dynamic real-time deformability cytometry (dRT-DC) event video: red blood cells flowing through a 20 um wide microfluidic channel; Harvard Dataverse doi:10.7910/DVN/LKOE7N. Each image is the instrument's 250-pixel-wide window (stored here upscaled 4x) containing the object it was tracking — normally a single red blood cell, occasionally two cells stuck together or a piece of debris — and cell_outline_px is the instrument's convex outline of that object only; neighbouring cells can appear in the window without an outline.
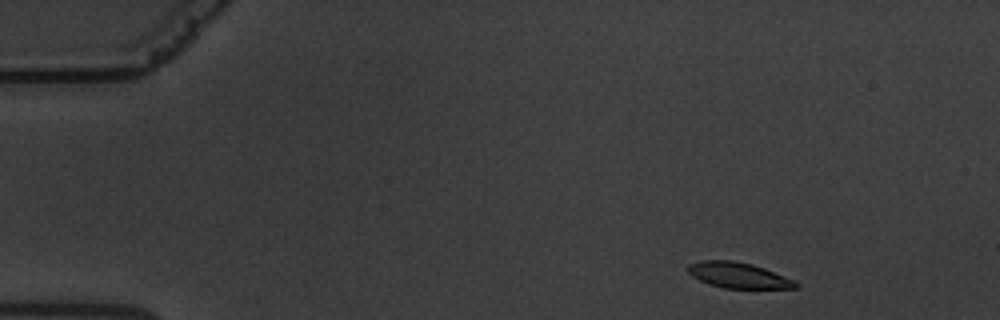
{"species": "common noctule bat (a hibernating species)", "species_latin": "Nyctalus noctula", "temperature_condition": "warm", "stored_images_in_passage": 55, "camera_frame_rate_fps": 3000, "um_per_image_px": 0.085, "animal": {"sex": "male", "body_mass_g": 19.5, "forearm_length_mm": 54.6}, "frame": {"image": 1, "passage_image": 2, "time_ms": 0.333, "image_size_px": [1000, 320], "cell_outline_px": [[800, 284], [796, 288], [724, 288], [708, 284], [692, 276], [688, 272], [688, 264], [700, 260], [732, 260], [752, 264], [764, 268], [796, 280]], "centroid_in_image_um": [62.77, 23.39], "position_along_channel_um": 22.2, "area_um2": 16.18}}
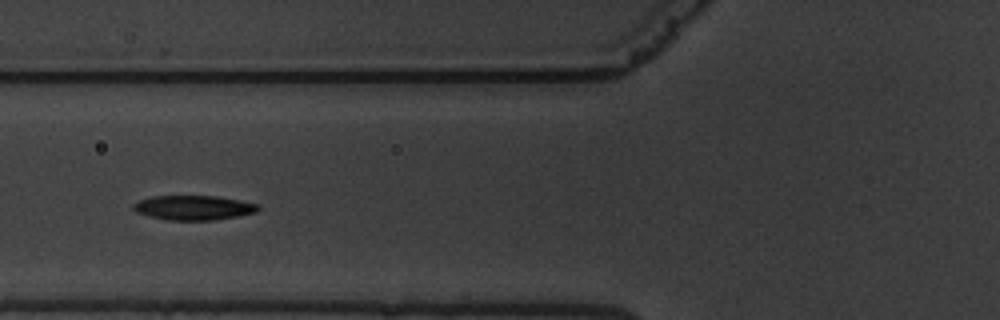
{"frame": {"image": 2, "passage_image": 18, "time_ms": 5.667, "image_size_px": [1000, 320], "cell_outline_px": [[260, 208], [256, 212], [236, 216], [212, 220], [168, 220], [148, 216], [136, 212], [132, 208], [132, 204], [140, 200], [152, 196], [216, 196], [240, 200], [260, 204]], "centroid_in_image_um": [16.44, 17.65], "position_along_channel_um": 109.4, "area_um2": 17.86}}
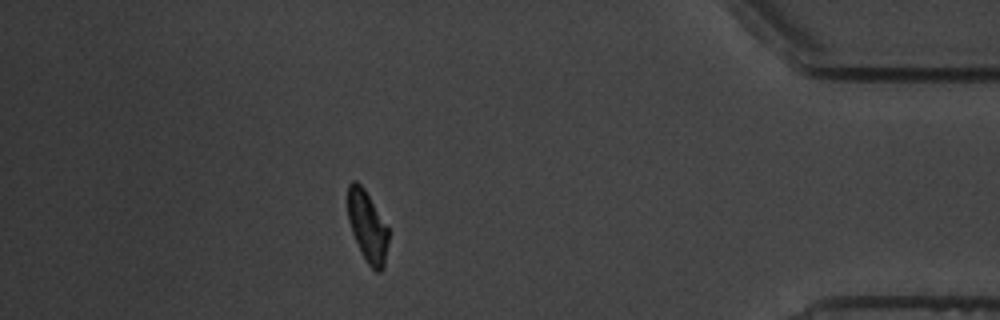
{"frame": {"image": 3, "passage_image": 48, "time_ms": 15.667, "image_size_px": [1000, 320], "cell_outline_px": [[388, 240], [384, 268], [380, 272], [376, 272], [368, 264], [360, 252], [352, 232], [348, 220], [348, 184], [352, 180], [356, 180], [364, 188], [388, 228]], "centroid_in_image_um": [31.22, 19.27], "position_along_channel_um": 404.0, "area_um2": 16.76}, "authors_computed_cell_mechanics": {"area_um2": 17.5134, "velocity_mm_per_s": 3.3537, "shape_relaxation_time_tau1_ms": 3.2376, "shape_relaxation_time_tau2_ms": 6.4398, "deformation_change_tau1": 0.1292, "deformation_change_tau2": 0.1093}}